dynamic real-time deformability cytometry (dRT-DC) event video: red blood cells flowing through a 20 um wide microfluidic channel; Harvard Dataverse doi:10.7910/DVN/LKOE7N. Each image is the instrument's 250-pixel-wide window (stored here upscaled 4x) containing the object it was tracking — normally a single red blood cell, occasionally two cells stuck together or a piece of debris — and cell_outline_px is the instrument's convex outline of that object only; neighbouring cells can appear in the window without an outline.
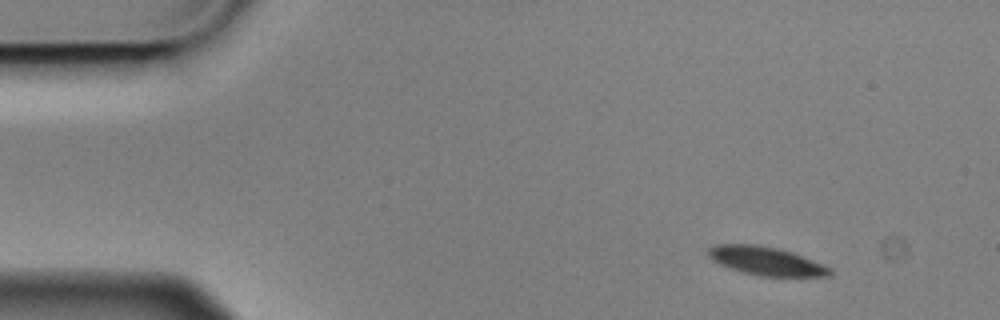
{"species": "Egyptian fruit bat (a non-hibernating species)", "species_latin": "Rousettus aegyptiacus", "temperature_condition": "cold", "stored_images_in_passage": 4, "camera_frame_rate_fps": 3000, "um_per_image_px": 0.085, "animal": {"sex": "male"}, "frame": {"image": 1, "passage_image": 1, "time_ms": 0.0, "image_size_px": [1000, 320], "cell_outline_px": [[832, 276], [760, 276], [744, 272], [720, 264], [712, 260], [708, 256], [708, 248], [716, 244], [756, 244], [780, 248], [792, 252], [832, 268]], "centroid_in_image_um": [65.13, 22.17], "position_along_channel_um": 19.9, "area_um2": 20.11}}
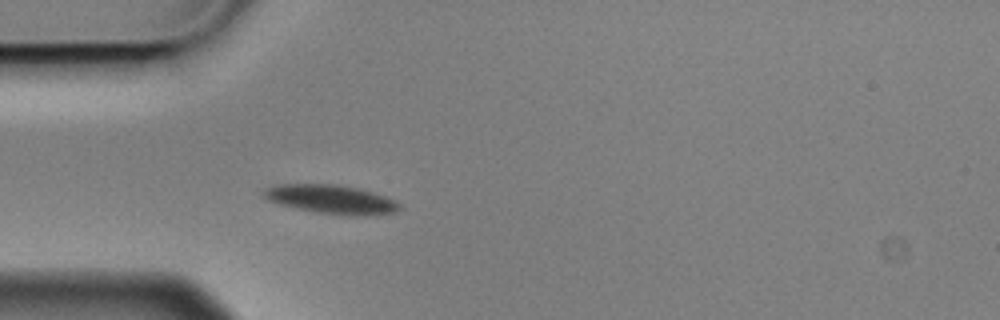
{"frame": {"image": 2, "passage_image": 4, "time_ms": 1.0, "image_size_px": [1000, 320], "cell_outline_px": [[404, 208], [396, 212], [364, 216], [352, 216], [316, 212], [296, 208], [280, 204], [268, 200], [260, 192], [264, 188], [276, 184], [336, 184], [360, 188], [396, 200]], "centroid_in_image_um": [28.17, 16.94], "position_along_channel_um": 56.8, "area_um2": 23.12}}